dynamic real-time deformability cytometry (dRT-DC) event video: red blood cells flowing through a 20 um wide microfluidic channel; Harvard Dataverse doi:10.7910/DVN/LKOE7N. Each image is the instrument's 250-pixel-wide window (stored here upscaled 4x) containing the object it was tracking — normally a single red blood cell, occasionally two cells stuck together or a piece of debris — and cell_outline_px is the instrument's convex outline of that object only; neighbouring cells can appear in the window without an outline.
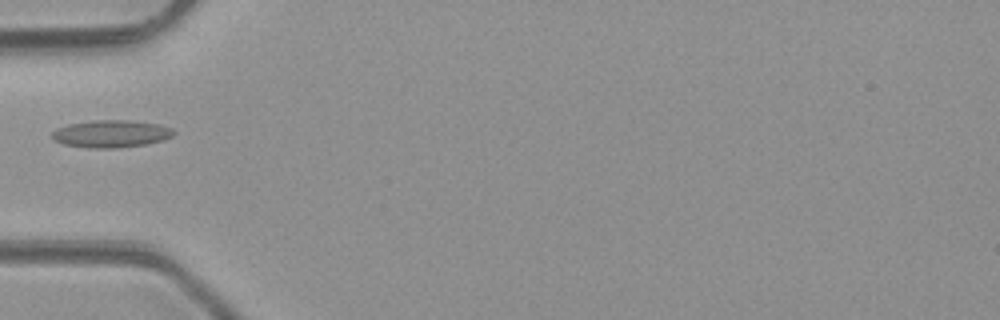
{"species": "common noctule bat (a hibernating species)", "species_latin": "Nyctalus noctula", "temperature_condition": "room temperature", "stored_images_in_passage": 6, "camera_frame_rate_fps": 3000, "um_per_image_px": 0.085, "animal": {"sex": "male", "body_mass_g": 23.1, "forearm_length_mm": 52.7}, "frame": {"image": 1, "passage_image": 5, "time_ms": 4.667, "image_size_px": [1000, 320], "cell_outline_px": [[176, 132], [172, 136], [164, 140], [144, 144], [116, 148], [88, 148], [64, 144], [52, 140], [52, 132], [56, 128], [68, 124], [92, 120], [132, 120], [160, 124], [172, 128]], "centroid_in_image_um": [9.44, 11.36], "position_along_channel_um": 75.6, "area_um2": 19.59}}
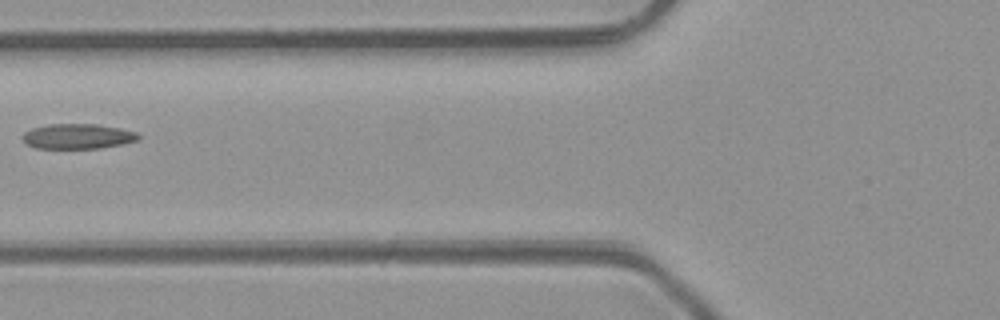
{"frame": {"image": 2, "passage_image": 6, "time_ms": 5.667, "image_size_px": [1000, 320], "cell_outline_px": [[140, 136], [136, 140], [120, 144], [100, 148], [36, 148], [28, 144], [24, 140], [24, 132], [32, 128], [48, 124], [96, 124], [120, 128], [136, 132]], "centroid_in_image_um": [6.6, 11.58], "position_along_channel_um": 119.2, "area_um2": 16.65}}